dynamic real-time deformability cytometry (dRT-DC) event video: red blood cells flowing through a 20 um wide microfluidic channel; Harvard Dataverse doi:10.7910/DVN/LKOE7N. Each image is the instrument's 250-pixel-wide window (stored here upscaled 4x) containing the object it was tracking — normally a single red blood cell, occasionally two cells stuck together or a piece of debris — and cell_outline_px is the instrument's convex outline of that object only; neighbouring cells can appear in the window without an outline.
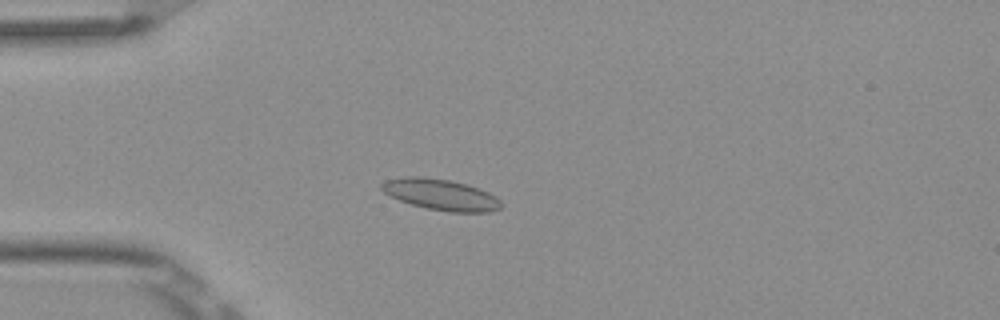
{"species": "Egyptian fruit bat (a non-hibernating species)", "species_latin": "Rousettus aegyptiacus", "temperature_condition": "room temperature", "stored_images_in_passage": 52, "camera_frame_rate_fps": 3000, "um_per_image_px": 0.085, "frame": {"image": 1, "passage_image": 14, "time_ms": 4.333, "image_size_px": [1000, 320], "cell_outline_px": [[504, 204], [500, 208], [488, 212], [452, 212], [428, 208], [412, 204], [400, 200], [384, 192], [380, 188], [380, 184], [384, 180], [404, 176], [420, 176], [448, 180], [468, 184], [480, 188], [496, 196]], "centroid_in_image_um": [37.48, 16.53], "position_along_channel_um": 47.5, "area_um2": 21.68}}
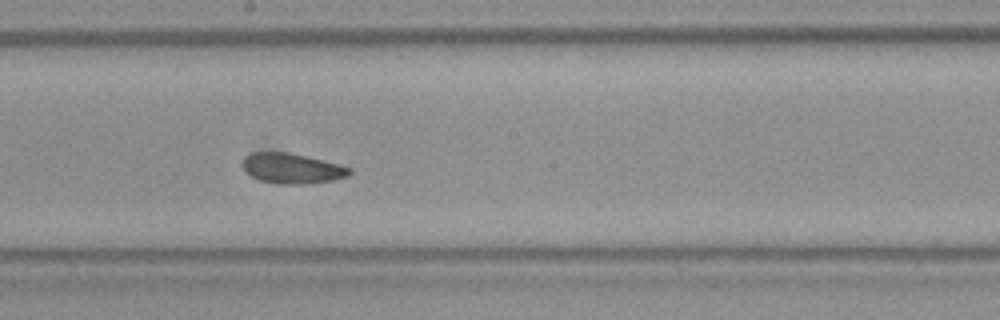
{"frame": {"image": 2, "passage_image": 29, "time_ms": 9.333, "image_size_px": [1000, 320], "cell_outline_px": [[352, 172], [348, 176], [332, 180], [300, 184], [284, 184], [260, 180], [252, 176], [244, 168], [244, 156], [252, 152], [288, 152], [308, 156], [340, 164], [352, 168]], "centroid_in_image_um": [24.86, 14.29], "position_along_channel_um": 223.3, "area_um2": 18.67}}
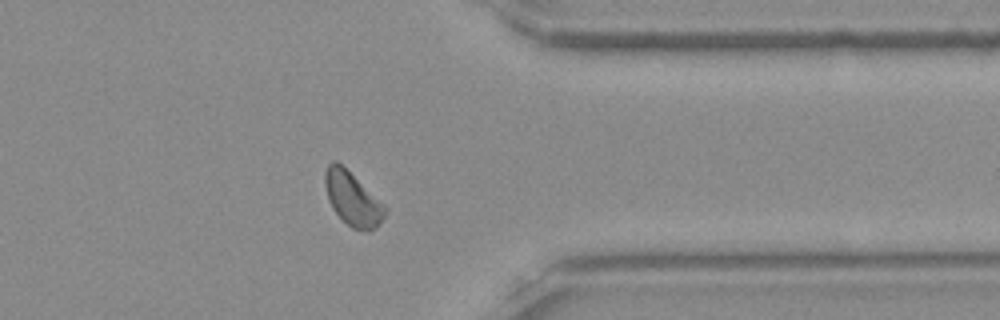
{"frame": {"image": 3, "passage_image": 42, "time_ms": 13.667, "image_size_px": [1000, 320], "cell_outline_px": [[388, 212], [376, 228], [368, 232], [352, 228], [332, 208], [328, 200], [324, 184], [324, 172], [328, 164], [332, 160], [336, 160], [384, 204], [388, 208]], "centroid_in_image_um": [29.97, 16.91], "position_along_channel_um": 381.4, "area_um2": 18.67}, "authors_computed_cell_mechanics": {"area_um2": 18.9873, "velocity_mm_per_s": 3.8459, "shape_relaxation_time_tau1_ms": 7.9421, "shape_relaxation_time_tau2_ms": 2.7273, "deformation_change_tau1": 0.1217, "deformation_change_tau2": 0.0705}}